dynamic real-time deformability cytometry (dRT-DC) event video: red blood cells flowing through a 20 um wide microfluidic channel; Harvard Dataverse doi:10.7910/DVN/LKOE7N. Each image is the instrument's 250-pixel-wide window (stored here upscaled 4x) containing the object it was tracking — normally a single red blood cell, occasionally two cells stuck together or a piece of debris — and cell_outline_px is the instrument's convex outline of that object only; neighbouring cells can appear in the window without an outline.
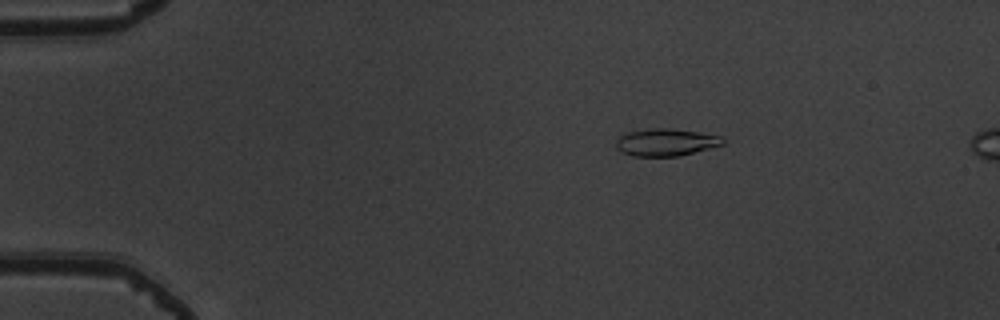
{"species": "common noctule bat (a hibernating species)", "species_latin": "Nyctalus noctula", "temperature_condition": "warm", "stored_images_in_passage": 49, "camera_frame_rate_fps": 3000, "um_per_image_px": 0.085, "animal": {"sex": "male", "body_mass_g": 19.5, "forearm_length_mm": 54.6}, "frame": {"image": 1, "passage_image": 5, "time_ms": 1.333, "image_size_px": [1000, 320], "cell_outline_px": [[724, 144], [680, 156], [632, 156], [620, 152], [616, 148], [616, 140], [620, 136], [628, 132], [652, 128], [672, 128], [724, 136]], "centroid_in_image_um": [56.6, 12.09], "position_along_channel_um": 28.4, "area_um2": 17.11}}
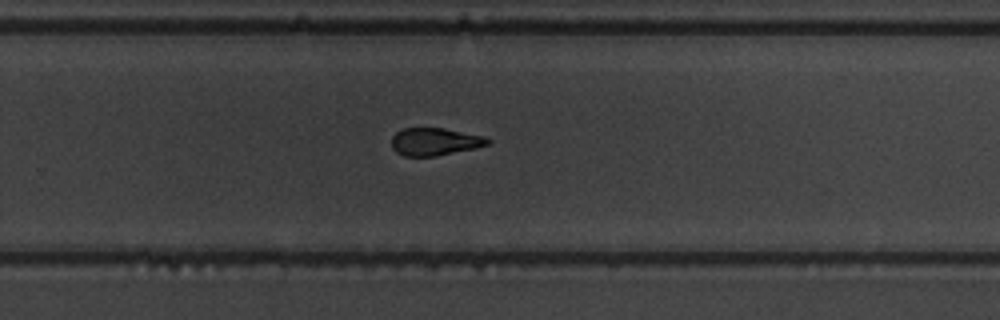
{"frame": {"image": 2, "passage_image": 31, "time_ms": 10.0, "image_size_px": [1000, 320], "cell_outline_px": [[492, 140], [488, 144], [476, 148], [436, 156], [404, 156], [396, 152], [392, 148], [392, 136], [396, 132], [404, 128], [444, 128], [484, 136]], "centroid_in_image_um": [36.96, 12.04], "position_along_channel_um": 292.8, "area_um2": 15.49}}
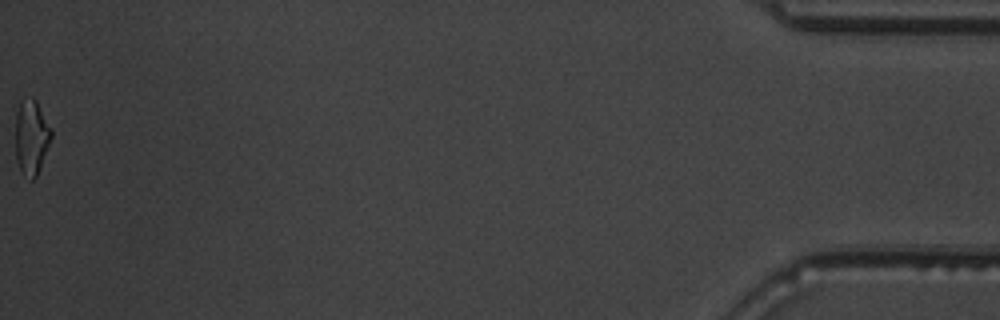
{"frame": {"image": 3, "passage_image": 49, "time_ms": 16.0, "image_size_px": [1000, 320], "cell_outline_px": [[52, 136], [36, 176], [32, 180], [28, 180], [20, 172], [16, 160], [16, 112], [20, 100], [32, 96], [36, 100], [52, 128]], "centroid_in_image_um": [2.66, 11.64], "position_along_channel_um": 432.5, "area_um2": 15.78}, "authors_computed_cell_mechanics": {"area_um2": 16.473, "velocity_mm_per_s": 3.8709, "shape_relaxation_time_tau1_ms": 4.3998, "shape_relaxation_time_tau2_ms": 2.5678, "deformation_change_tau1": 0.1479, "deformation_change_tau2": 0.0987}}